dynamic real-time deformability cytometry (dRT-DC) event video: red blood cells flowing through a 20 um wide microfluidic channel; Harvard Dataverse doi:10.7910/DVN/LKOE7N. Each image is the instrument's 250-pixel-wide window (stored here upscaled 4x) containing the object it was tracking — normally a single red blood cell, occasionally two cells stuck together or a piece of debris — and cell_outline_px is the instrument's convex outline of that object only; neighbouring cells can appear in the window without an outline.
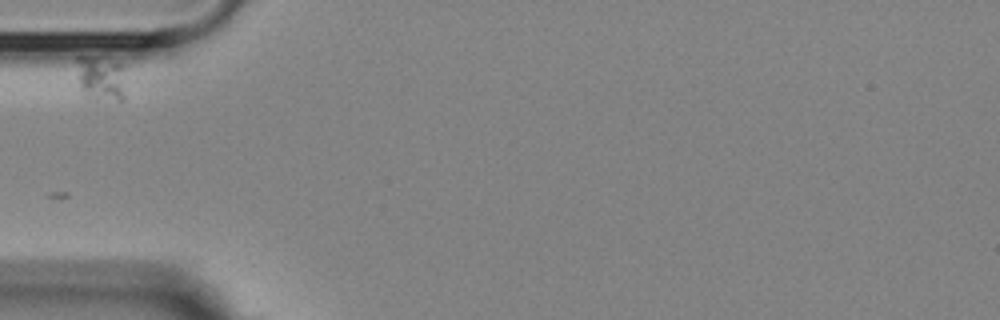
{"species": "Egyptian fruit bat (a non-hibernating species)", "species_latin": "Rousettus aegyptiacus", "temperature_condition": "room temperature", "stored_images_in_passage": 6, "camera_frame_rate_fps": 3000, "um_per_image_px": 0.085, "animal": {"sex": "female"}, "frame": {"image": 1, "passage_image": 1, "time_ms": 0.0, "image_size_px": [1000, 320], "cell_outline_px": [[124, 100], [88, 100], [84, 96], [80, 84], [76, 60], [76, 56], [104, 56], [120, 64], [124, 92]], "centroid_in_image_um": [8.52, 6.65], "position_along_channel_um": 76.5, "area_um2": 13.01}}
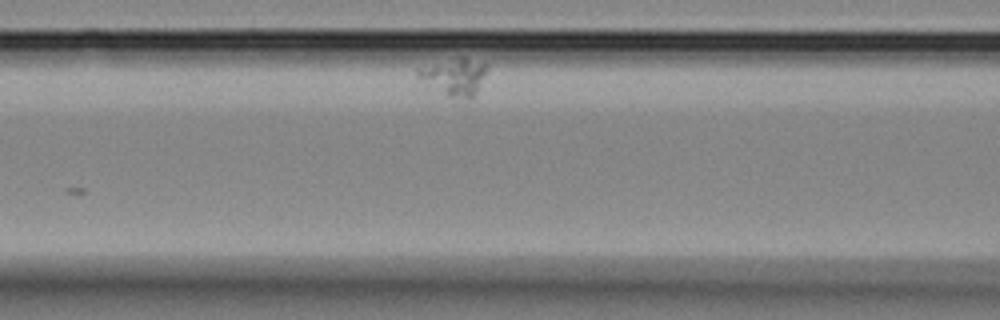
{"frame": {"image": 2, "passage_image": 3, "time_ms": 2.333, "image_size_px": [1000, 320], "cell_outline_px": [[488, 68], [476, 92], [468, 100], [448, 96], [416, 76], [416, 68], [460, 56], [484, 64]], "centroid_in_image_um": [38.6, 6.51], "position_along_channel_um": 128.0, "area_um2": 14.51}}